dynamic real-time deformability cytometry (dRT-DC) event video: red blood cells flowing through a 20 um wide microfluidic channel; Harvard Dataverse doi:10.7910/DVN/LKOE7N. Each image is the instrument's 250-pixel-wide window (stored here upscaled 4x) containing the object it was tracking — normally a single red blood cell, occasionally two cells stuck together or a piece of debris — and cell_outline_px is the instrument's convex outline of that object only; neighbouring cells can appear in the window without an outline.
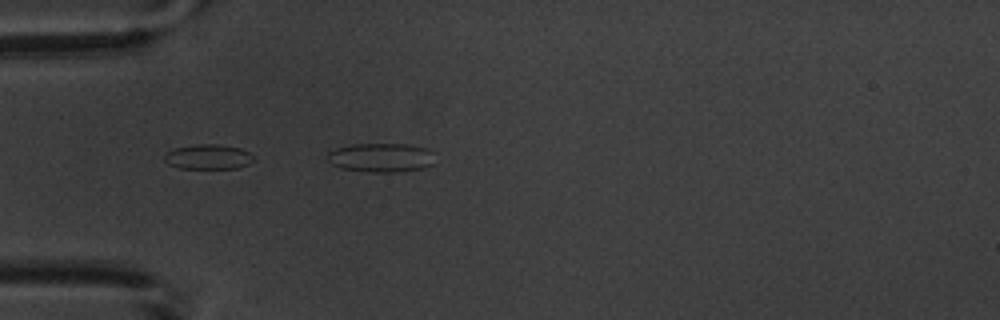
{"species": "common noctule bat (a hibernating species)", "species_latin": "Nyctalus noctula", "temperature_condition": "warm", "stored_images_in_passage": 2, "camera_frame_rate_fps": 3000, "um_per_image_px": 0.085, "animal": {"sex": "male", "body_mass_g": 20.1, "forearm_length_mm": 53.5}, "frame": {"image": 1, "passage_image": 1, "time_ms": 0.0, "image_size_px": [1000, 320], "cell_outline_px": [[432, 164], [424, 168], [396, 172], [368, 172], [340, 168], [332, 164], [324, 156], [328, 152], [336, 148], [352, 144], [408, 144], [428, 148], [432, 152]], "centroid_in_image_um": [32.35, 13.39], "position_along_channel_um": 52.7, "area_um2": 18.32}}